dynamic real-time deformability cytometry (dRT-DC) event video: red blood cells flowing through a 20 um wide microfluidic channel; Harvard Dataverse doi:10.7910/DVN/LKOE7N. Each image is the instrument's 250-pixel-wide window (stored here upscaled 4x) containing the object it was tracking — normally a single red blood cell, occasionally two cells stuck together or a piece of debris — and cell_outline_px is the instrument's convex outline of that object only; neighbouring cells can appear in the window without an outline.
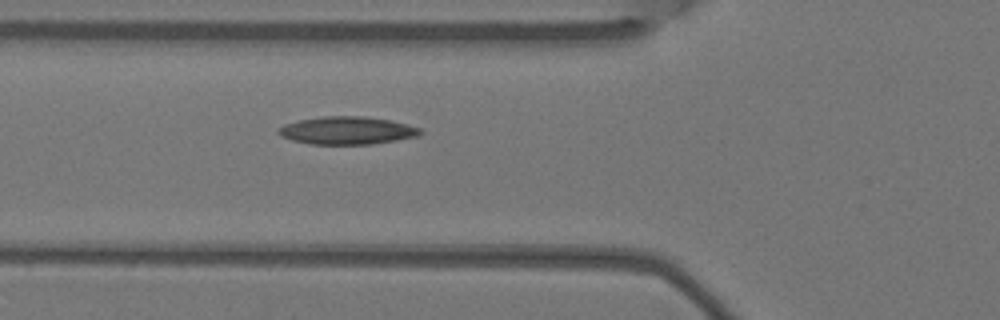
{"species": "Egyptian fruit bat (a non-hibernating species)", "species_latin": "Rousettus aegyptiacus", "temperature_condition": "warm", "stored_images_in_passage": 2, "camera_frame_rate_fps": 3000, "um_per_image_px": 0.085, "animal": {"sex": "female"}, "frame": {"image": 1, "passage_image": 2, "time_ms": 0.333, "image_size_px": [1000, 320], "cell_outline_px": [[424, 132], [420, 136], [372, 144], [312, 144], [292, 140], [280, 136], [276, 132], [284, 124], [300, 120], [324, 116], [364, 116], [388, 120], [408, 124], [420, 128]], "centroid_in_image_um": [29.53, 11.09], "position_along_channel_um": 96.3, "area_um2": 22.95}}